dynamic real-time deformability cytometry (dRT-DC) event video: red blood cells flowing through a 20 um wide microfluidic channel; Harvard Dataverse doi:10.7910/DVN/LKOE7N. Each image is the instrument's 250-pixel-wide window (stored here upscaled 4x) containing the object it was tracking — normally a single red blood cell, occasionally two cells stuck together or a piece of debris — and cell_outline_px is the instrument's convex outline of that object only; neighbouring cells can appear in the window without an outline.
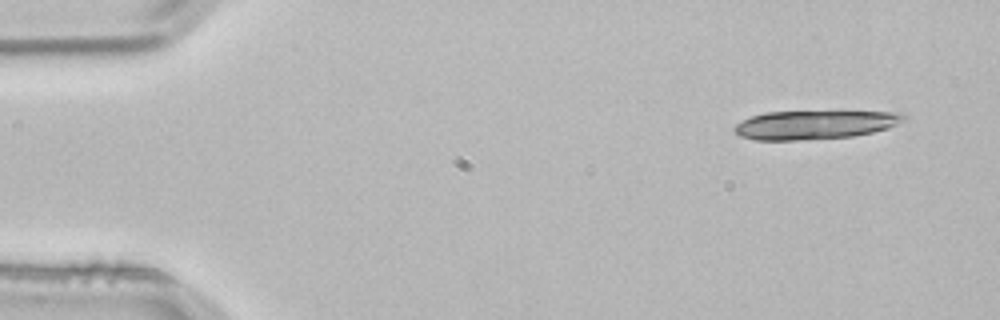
{"species": "common noctule bat (a hibernating species)", "species_latin": "Nyctalus noctula", "temperature_condition": "room temperature", "stored_images_in_passage": 4, "camera_frame_rate_fps": 3000, "um_per_image_px": 0.085, "animal": {"sex": "male", "body_mass_g": 21.5, "forearm_length_mm": 52.0}, "frame": {"image": 1, "passage_image": 1, "time_ms": 0.0, "image_size_px": [1000, 320], "cell_outline_px": [[908, 120], [888, 128], [872, 132], [852, 136], [796, 140], [752, 140], [740, 136], [732, 128], [736, 124], [752, 116], [764, 112], [904, 112], [908, 116]], "centroid_in_image_um": [69.29, 10.6], "position_along_channel_um": 15.7, "area_um2": 28.26}}